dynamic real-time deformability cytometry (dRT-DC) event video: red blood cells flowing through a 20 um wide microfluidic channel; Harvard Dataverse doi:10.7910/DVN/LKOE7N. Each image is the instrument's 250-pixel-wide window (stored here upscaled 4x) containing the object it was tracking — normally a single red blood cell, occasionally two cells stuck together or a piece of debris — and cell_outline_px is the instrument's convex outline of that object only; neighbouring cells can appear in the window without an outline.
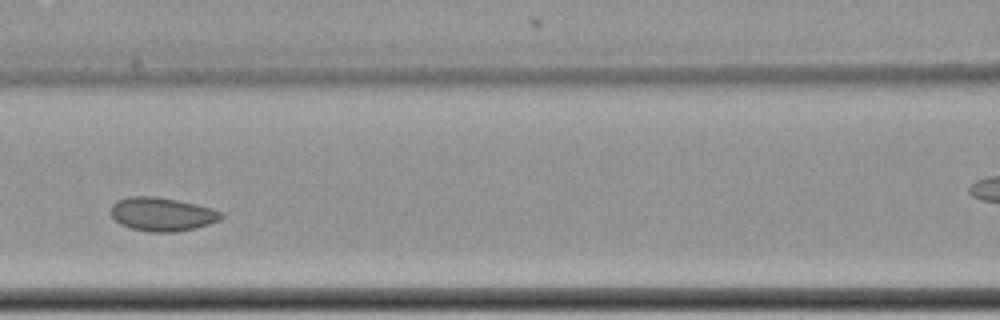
{"species": "common noctule bat (a hibernating species)", "species_latin": "Nyctalus noctula", "temperature_condition": "cold", "stored_images_in_passage": 14, "camera_frame_rate_fps": 3000, "um_per_image_px": 0.085, "animal": {"sex": "female", "body_mass_g": 22.7, "forearm_length_mm": 54.2}, "frame": {"image": 1, "passage_image": 5, "time_ms": 1.333, "image_size_px": [1000, 320], "cell_outline_px": [[224, 216], [220, 220], [196, 228], [176, 232], [152, 232], [132, 228], [120, 224], [112, 216], [112, 204], [116, 200], [128, 196], [152, 196], [176, 200], [196, 204], [212, 208], [220, 212]], "centroid_in_image_um": [13.78, 18.2], "position_along_channel_um": 152.8, "area_um2": 21.5}}
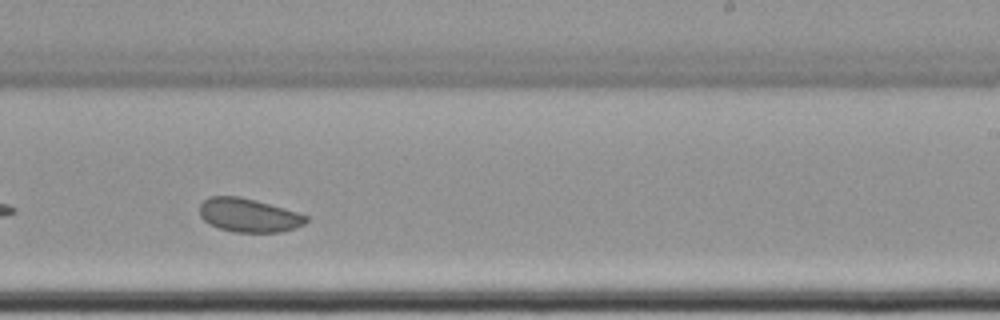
{"frame": {"image": 2, "passage_image": 8, "time_ms": 2.333, "image_size_px": [1000, 320], "cell_outline_px": [[308, 220], [304, 224], [296, 228], [280, 232], [232, 232], [216, 228], [208, 224], [200, 216], [200, 204], [208, 196], [240, 196], [256, 200], [284, 208], [308, 216]], "centroid_in_image_um": [21.11, 18.3], "position_along_channel_um": 267.9, "area_um2": 21.1}}
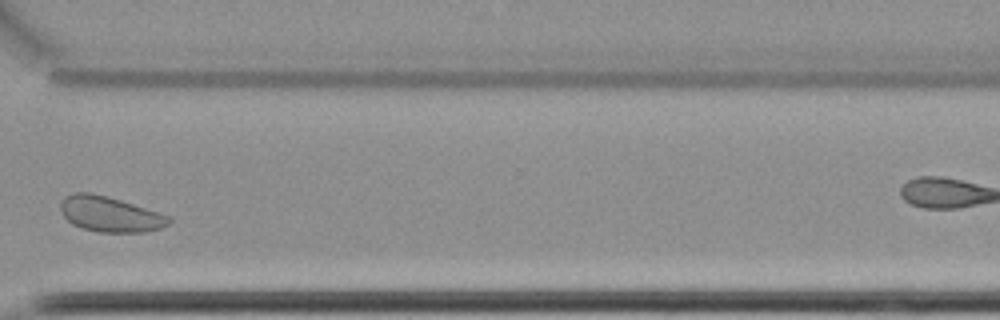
{"frame": {"image": 3, "passage_image": 10, "time_ms": 3.0, "image_size_px": [1000, 320], "cell_outline_px": [[172, 220], [168, 224], [160, 228], [144, 232], [96, 232], [72, 224], [64, 216], [60, 208], [60, 204], [64, 196], [76, 192], [92, 192], [108, 196], [172, 216]], "centroid_in_image_um": [9.36, 18.19], "position_along_channel_um": 361.2, "area_um2": 22.43}}